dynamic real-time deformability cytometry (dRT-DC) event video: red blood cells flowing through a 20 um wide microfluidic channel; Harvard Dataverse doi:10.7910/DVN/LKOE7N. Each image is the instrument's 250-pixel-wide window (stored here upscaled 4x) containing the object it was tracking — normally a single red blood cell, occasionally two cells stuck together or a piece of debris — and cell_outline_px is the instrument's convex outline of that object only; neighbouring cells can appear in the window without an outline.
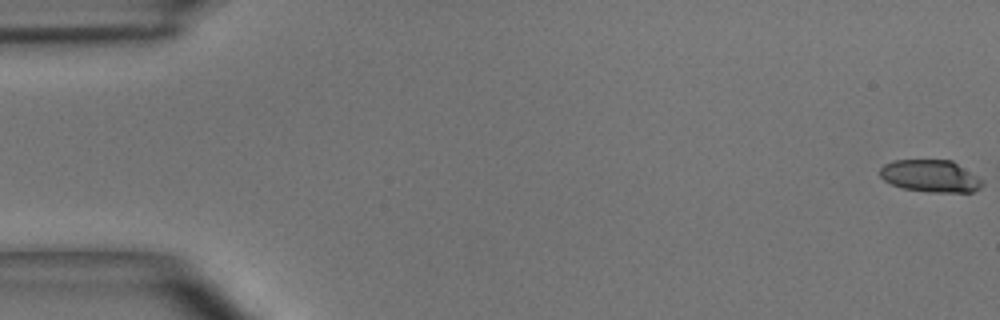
{"species": "common noctule bat (a hibernating species)", "species_latin": "Nyctalus noctula", "temperature_condition": "room temperature", "stored_images_in_passage": 16, "camera_frame_rate_fps": 3000, "um_per_image_px": 0.085, "animal": {"sex": "male", "body_mass_g": 15.6}, "frame": {"image": 1, "passage_image": 1, "time_ms": 0.0, "image_size_px": [1000, 320], "cell_outline_px": [[984, 184], [980, 188], [972, 192], [932, 192], [904, 188], [892, 184], [884, 180], [880, 176], [880, 168], [884, 164], [896, 160], [952, 160], [984, 180]], "centroid_in_image_um": [79.12, 14.96], "position_along_channel_um": 5.9, "area_um2": 19.19}}
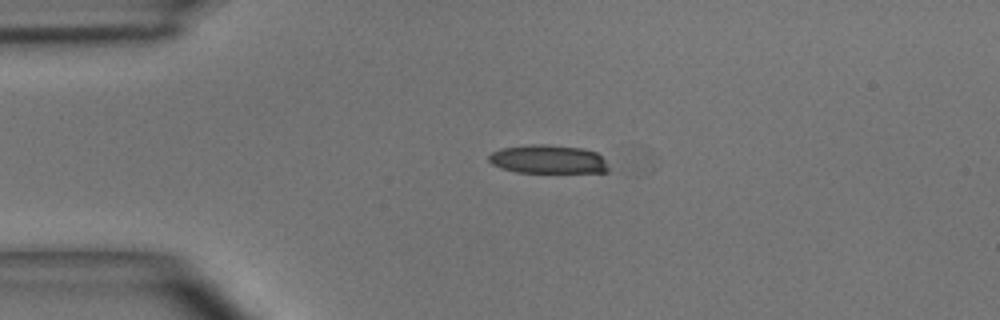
{"frame": {"image": 2, "passage_image": 12, "time_ms": 3.667, "image_size_px": [1000, 320], "cell_outline_px": [[608, 172], [516, 172], [500, 168], [492, 164], [488, 160], [488, 156], [492, 152], [500, 148], [532, 144], [544, 144], [580, 148], [596, 152], [604, 160], [608, 168]], "centroid_in_image_um": [46.53, 13.54], "position_along_channel_um": 38.5, "area_um2": 19.83}}